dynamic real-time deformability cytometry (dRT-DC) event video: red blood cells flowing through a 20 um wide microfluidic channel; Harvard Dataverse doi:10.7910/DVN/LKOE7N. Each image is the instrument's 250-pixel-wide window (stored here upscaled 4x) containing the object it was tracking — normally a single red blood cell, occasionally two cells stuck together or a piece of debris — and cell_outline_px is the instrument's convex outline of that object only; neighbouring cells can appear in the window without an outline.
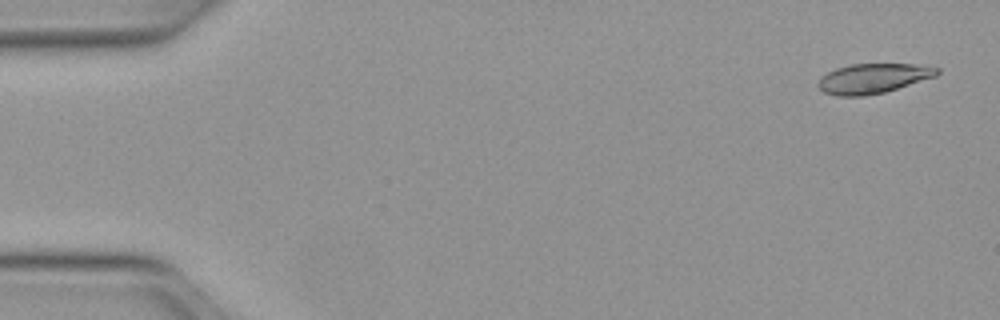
{"species": "Egyptian fruit bat (a non-hibernating species)", "species_latin": "Rousettus aegyptiacus", "temperature_condition": "warm", "stored_images_in_passage": 11, "camera_frame_rate_fps": 3000, "um_per_image_px": 0.085, "animal": {"sex": "female"}, "frame": {"image": 1, "passage_image": 2, "time_ms": 0.333, "image_size_px": [1000, 320], "cell_outline_px": [[940, 72], [936, 76], [884, 92], [864, 96], [836, 96], [824, 92], [816, 84], [828, 72], [836, 68], [852, 64], [912, 64], [940, 68]], "centroid_in_image_um": [74.21, 6.67], "position_along_channel_um": 10.8, "area_um2": 20.4}}